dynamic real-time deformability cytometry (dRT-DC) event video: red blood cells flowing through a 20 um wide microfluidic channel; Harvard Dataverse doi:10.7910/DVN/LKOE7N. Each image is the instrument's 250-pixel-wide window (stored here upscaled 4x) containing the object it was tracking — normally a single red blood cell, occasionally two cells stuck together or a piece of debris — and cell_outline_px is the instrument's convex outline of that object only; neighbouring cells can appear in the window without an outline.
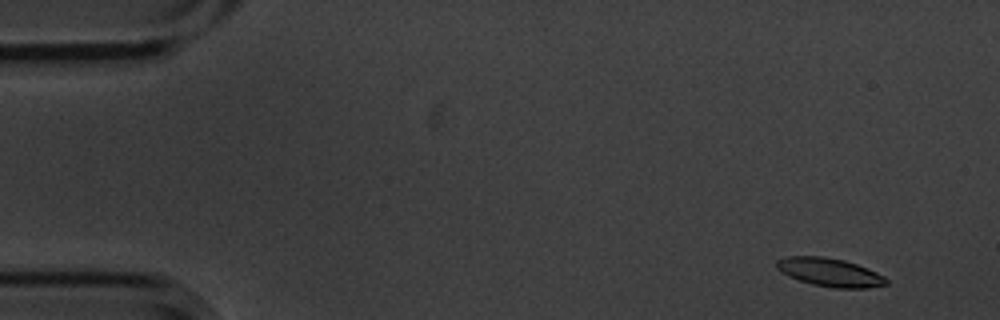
{"species": "common noctule bat (a hibernating species)", "species_latin": "Nyctalus noctula", "temperature_condition": "cold", "stored_images_in_passage": 10, "camera_frame_rate_fps": 3000, "um_per_image_px": 0.085, "animal": {"sex": "male", "body_mass_g": 20.1, "forearm_length_mm": 53.5}, "frame": {"image": 1, "passage_image": 1, "time_ms": 0.0, "image_size_px": [1000, 320], "cell_outline_px": [[888, 284], [868, 288], [836, 288], [812, 284], [788, 276], [780, 272], [776, 268], [776, 260], [788, 256], [824, 256], [844, 260], [868, 268], [884, 276], [888, 280]], "centroid_in_image_um": [70.53, 23.14], "position_along_channel_um": 14.5, "area_um2": 18.21}}
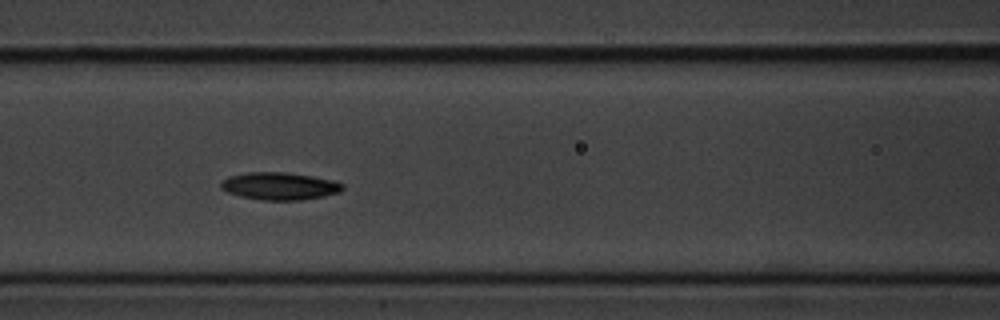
{"frame": {"image": 2, "passage_image": 7, "time_ms": 2.0, "image_size_px": [1000, 320], "cell_outline_px": [[344, 188], [340, 192], [324, 196], [300, 200], [260, 200], [240, 196], [228, 192], [220, 188], [220, 184], [228, 176], [248, 172], [284, 172], [312, 176], [332, 180], [344, 184]], "centroid_in_image_um": [23.76, 15.82], "position_along_channel_um": 142.8, "area_um2": 19.48}}
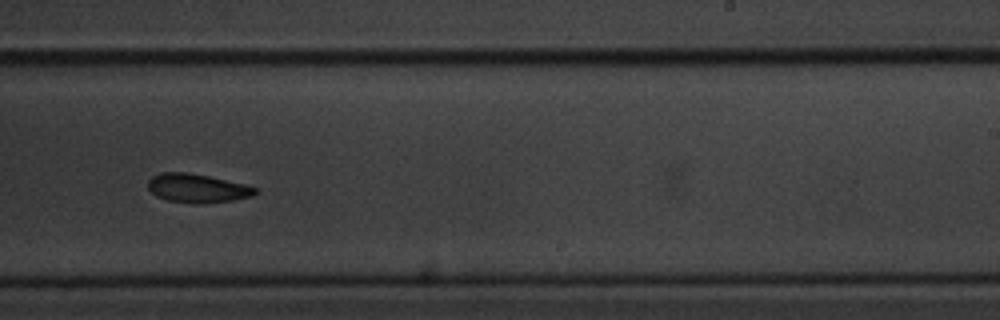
{"frame": {"image": 3, "passage_image": 10, "time_ms": 3.0, "image_size_px": [1000, 320], "cell_outline_px": [[256, 192], [252, 196], [232, 200], [168, 200], [156, 196], [148, 188], [148, 180], [152, 176], [160, 172], [188, 172], [208, 176], [244, 184], [256, 188]], "centroid_in_image_um": [16.71, 15.93], "position_along_channel_um": 272.3, "area_um2": 16.88}}